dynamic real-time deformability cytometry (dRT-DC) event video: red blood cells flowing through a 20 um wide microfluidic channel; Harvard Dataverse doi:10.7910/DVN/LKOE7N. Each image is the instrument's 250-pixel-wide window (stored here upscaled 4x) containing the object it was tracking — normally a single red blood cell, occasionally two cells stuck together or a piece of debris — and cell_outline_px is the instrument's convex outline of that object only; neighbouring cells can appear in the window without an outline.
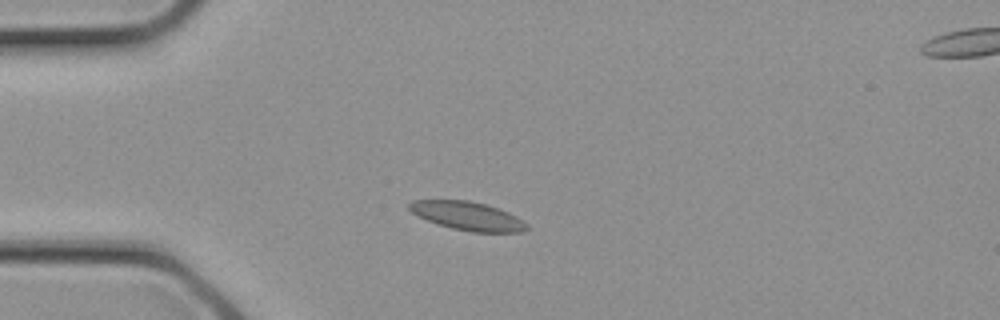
{"species": "common noctule bat (a hibernating species)", "species_latin": "Nyctalus noctula", "temperature_condition": "cold", "stored_images_in_passage": 2, "segment_of_instrument_passage": [1, 2], "camera_frame_rate_fps": 3000, "um_per_image_px": 0.085, "animal": {"sex": "female", "body_mass_g": 21.9}, "frame": {"image": 1, "passage_image": 1, "time_ms": 0.0, "image_size_px": [1000, 320], "cell_outline_px": [[528, 228], [524, 232], [472, 232], [452, 228], [436, 224], [412, 212], [408, 208], [408, 204], [412, 200], [468, 200], [488, 204], [508, 212], [516, 216], [528, 224]], "centroid_in_image_um": [39.77, 18.35], "position_along_channel_um": 45.2, "area_um2": 19.59}}